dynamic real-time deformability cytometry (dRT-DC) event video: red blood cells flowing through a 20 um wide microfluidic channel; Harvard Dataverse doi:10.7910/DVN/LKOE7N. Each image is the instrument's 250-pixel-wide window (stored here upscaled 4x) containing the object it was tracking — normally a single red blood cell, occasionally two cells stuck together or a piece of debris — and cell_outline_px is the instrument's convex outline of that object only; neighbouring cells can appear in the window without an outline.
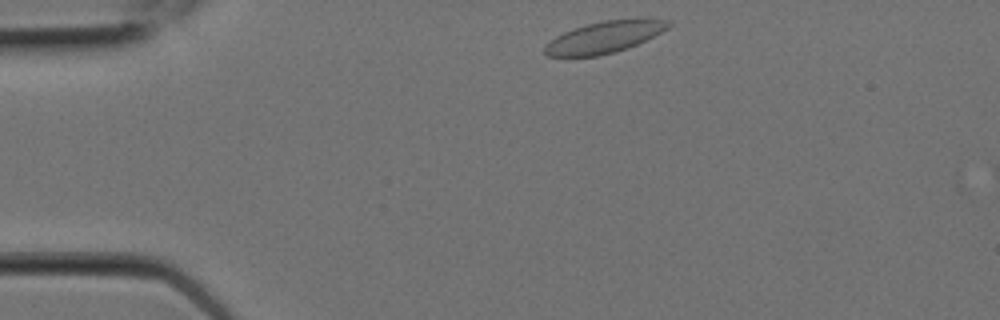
{"species": "Egyptian fruit bat (a non-hibernating species)", "species_latin": "Rousettus aegyptiacus", "temperature_condition": "room temperature", "stored_images_in_passage": 4, "camera_frame_rate_fps": 3000, "um_per_image_px": 0.085, "animal": {"sex": "female"}, "frame": {"image": 1, "passage_image": 1, "time_ms": 0.0, "image_size_px": [1000, 320], "cell_outline_px": [[672, 24], [668, 28], [628, 48], [616, 52], [596, 56], [548, 56], [544, 52], [544, 48], [556, 36], [564, 32], [588, 24], [604, 20], [640, 16], [672, 20]], "centroid_in_image_um": [51.48, 3.11], "position_along_channel_um": 33.5, "area_um2": 23.0}}
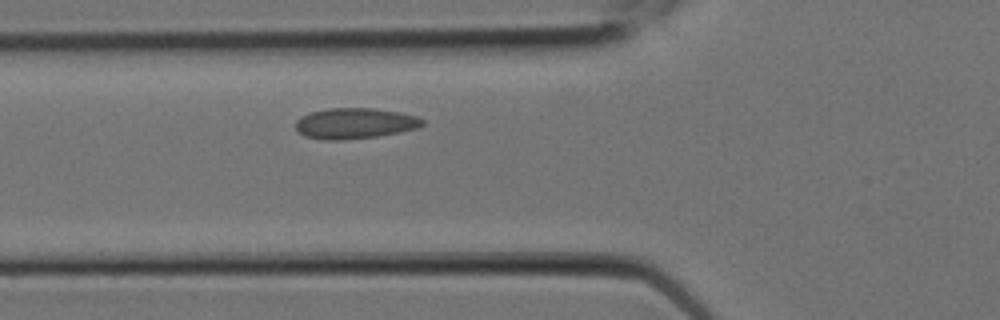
{"frame": {"image": 2, "passage_image": 4, "time_ms": 1.0, "image_size_px": [1000, 320], "cell_outline_px": [[424, 124], [420, 128], [400, 132], [376, 136], [344, 140], [324, 140], [304, 136], [296, 128], [296, 120], [300, 116], [308, 112], [328, 108], [376, 108], [400, 112], [416, 116], [424, 120]], "centroid_in_image_um": [30.16, 10.48], "position_along_channel_um": 95.6, "area_um2": 22.95}}